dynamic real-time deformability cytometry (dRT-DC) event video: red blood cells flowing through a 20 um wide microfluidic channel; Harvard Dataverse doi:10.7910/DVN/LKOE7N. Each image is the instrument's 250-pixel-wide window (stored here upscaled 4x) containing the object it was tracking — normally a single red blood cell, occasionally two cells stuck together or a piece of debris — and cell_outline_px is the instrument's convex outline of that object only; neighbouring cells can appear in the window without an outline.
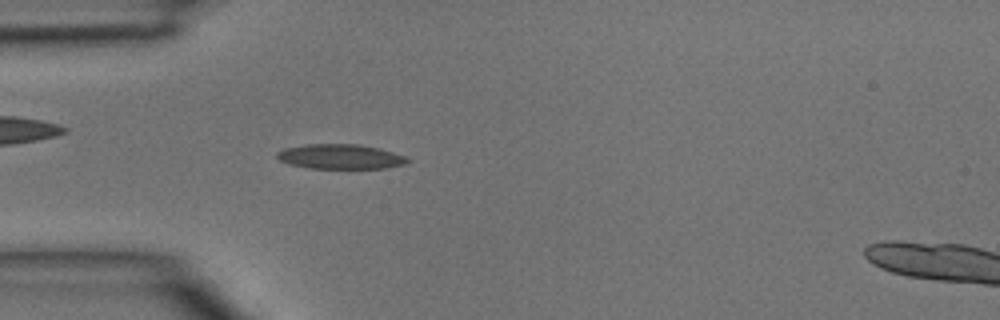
{"species": "common noctule bat (a hibernating species)", "species_latin": "Nyctalus noctula", "temperature_condition": "room temperature", "stored_images_in_passage": 4, "camera_frame_rate_fps": 3000, "um_per_image_px": 0.085, "animal": {"sex": "male", "body_mass_g": 15.6}, "frame": {"image": 1, "passage_image": 3, "time_ms": 0.667, "image_size_px": [1000, 320], "cell_outline_px": [[412, 160], [404, 164], [388, 168], [308, 168], [288, 164], [280, 160], [276, 156], [276, 152], [284, 148], [308, 144], [356, 144], [380, 148], [404, 156]], "centroid_in_image_um": [28.92, 13.31], "position_along_channel_um": 56.1, "area_um2": 18.84}}